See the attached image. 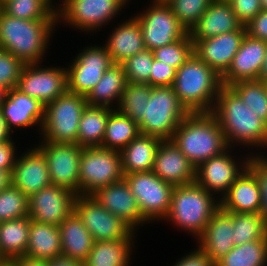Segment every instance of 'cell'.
<instances>
[{
    "instance_id": "48",
    "label": "cell",
    "mask_w": 267,
    "mask_h": 266,
    "mask_svg": "<svg viewBox=\"0 0 267 266\" xmlns=\"http://www.w3.org/2000/svg\"><path fill=\"white\" fill-rule=\"evenodd\" d=\"M228 3L244 26L262 10L260 0H229Z\"/></svg>"
},
{
    "instance_id": "55",
    "label": "cell",
    "mask_w": 267,
    "mask_h": 266,
    "mask_svg": "<svg viewBox=\"0 0 267 266\" xmlns=\"http://www.w3.org/2000/svg\"><path fill=\"white\" fill-rule=\"evenodd\" d=\"M11 184V173L6 170H0V190Z\"/></svg>"
},
{
    "instance_id": "18",
    "label": "cell",
    "mask_w": 267,
    "mask_h": 266,
    "mask_svg": "<svg viewBox=\"0 0 267 266\" xmlns=\"http://www.w3.org/2000/svg\"><path fill=\"white\" fill-rule=\"evenodd\" d=\"M245 35L246 28L243 25L239 30L198 40L193 44V53L222 76L228 70Z\"/></svg>"
},
{
    "instance_id": "25",
    "label": "cell",
    "mask_w": 267,
    "mask_h": 266,
    "mask_svg": "<svg viewBox=\"0 0 267 266\" xmlns=\"http://www.w3.org/2000/svg\"><path fill=\"white\" fill-rule=\"evenodd\" d=\"M242 26L228 2L213 1L189 34L194 44L198 40L239 30Z\"/></svg>"
},
{
    "instance_id": "33",
    "label": "cell",
    "mask_w": 267,
    "mask_h": 266,
    "mask_svg": "<svg viewBox=\"0 0 267 266\" xmlns=\"http://www.w3.org/2000/svg\"><path fill=\"white\" fill-rule=\"evenodd\" d=\"M31 218L0 222V252L5 260L26 254Z\"/></svg>"
},
{
    "instance_id": "40",
    "label": "cell",
    "mask_w": 267,
    "mask_h": 266,
    "mask_svg": "<svg viewBox=\"0 0 267 266\" xmlns=\"http://www.w3.org/2000/svg\"><path fill=\"white\" fill-rule=\"evenodd\" d=\"M244 104L267 123V90L265 81L249 80L231 84Z\"/></svg>"
},
{
    "instance_id": "57",
    "label": "cell",
    "mask_w": 267,
    "mask_h": 266,
    "mask_svg": "<svg viewBox=\"0 0 267 266\" xmlns=\"http://www.w3.org/2000/svg\"><path fill=\"white\" fill-rule=\"evenodd\" d=\"M9 90L8 87L0 84V109L8 97Z\"/></svg>"
},
{
    "instance_id": "61",
    "label": "cell",
    "mask_w": 267,
    "mask_h": 266,
    "mask_svg": "<svg viewBox=\"0 0 267 266\" xmlns=\"http://www.w3.org/2000/svg\"><path fill=\"white\" fill-rule=\"evenodd\" d=\"M213 1H224V2H228L229 0H213Z\"/></svg>"
},
{
    "instance_id": "6",
    "label": "cell",
    "mask_w": 267,
    "mask_h": 266,
    "mask_svg": "<svg viewBox=\"0 0 267 266\" xmlns=\"http://www.w3.org/2000/svg\"><path fill=\"white\" fill-rule=\"evenodd\" d=\"M86 106L85 96L68 90L44 106L43 141L76 144L79 122Z\"/></svg>"
},
{
    "instance_id": "29",
    "label": "cell",
    "mask_w": 267,
    "mask_h": 266,
    "mask_svg": "<svg viewBox=\"0 0 267 266\" xmlns=\"http://www.w3.org/2000/svg\"><path fill=\"white\" fill-rule=\"evenodd\" d=\"M58 227L61 233L62 256L84 262L94 240L81 219L73 212Z\"/></svg>"
},
{
    "instance_id": "53",
    "label": "cell",
    "mask_w": 267,
    "mask_h": 266,
    "mask_svg": "<svg viewBox=\"0 0 267 266\" xmlns=\"http://www.w3.org/2000/svg\"><path fill=\"white\" fill-rule=\"evenodd\" d=\"M16 266H48L47 260H39L26 255L13 259Z\"/></svg>"
},
{
    "instance_id": "7",
    "label": "cell",
    "mask_w": 267,
    "mask_h": 266,
    "mask_svg": "<svg viewBox=\"0 0 267 266\" xmlns=\"http://www.w3.org/2000/svg\"><path fill=\"white\" fill-rule=\"evenodd\" d=\"M188 113L172 86L152 87L150 100L144 108V118L138 124L140 134L171 140Z\"/></svg>"
},
{
    "instance_id": "54",
    "label": "cell",
    "mask_w": 267,
    "mask_h": 266,
    "mask_svg": "<svg viewBox=\"0 0 267 266\" xmlns=\"http://www.w3.org/2000/svg\"><path fill=\"white\" fill-rule=\"evenodd\" d=\"M11 133L8 131L5 119L2 116V113L0 111V142L8 140L12 138Z\"/></svg>"
},
{
    "instance_id": "4",
    "label": "cell",
    "mask_w": 267,
    "mask_h": 266,
    "mask_svg": "<svg viewBox=\"0 0 267 266\" xmlns=\"http://www.w3.org/2000/svg\"><path fill=\"white\" fill-rule=\"evenodd\" d=\"M222 86L221 76L193 53L176 70L172 85L189 113L212 112Z\"/></svg>"
},
{
    "instance_id": "38",
    "label": "cell",
    "mask_w": 267,
    "mask_h": 266,
    "mask_svg": "<svg viewBox=\"0 0 267 266\" xmlns=\"http://www.w3.org/2000/svg\"><path fill=\"white\" fill-rule=\"evenodd\" d=\"M233 239L234 246L257 241L267 236V222L258 213H234Z\"/></svg>"
},
{
    "instance_id": "12",
    "label": "cell",
    "mask_w": 267,
    "mask_h": 266,
    "mask_svg": "<svg viewBox=\"0 0 267 266\" xmlns=\"http://www.w3.org/2000/svg\"><path fill=\"white\" fill-rule=\"evenodd\" d=\"M138 15V16H137ZM134 16L140 26L145 47L149 50L183 39L188 31L163 0H154L152 6Z\"/></svg>"
},
{
    "instance_id": "21",
    "label": "cell",
    "mask_w": 267,
    "mask_h": 266,
    "mask_svg": "<svg viewBox=\"0 0 267 266\" xmlns=\"http://www.w3.org/2000/svg\"><path fill=\"white\" fill-rule=\"evenodd\" d=\"M15 160L11 184L28 197L51 185L46 157L38 147Z\"/></svg>"
},
{
    "instance_id": "1",
    "label": "cell",
    "mask_w": 267,
    "mask_h": 266,
    "mask_svg": "<svg viewBox=\"0 0 267 266\" xmlns=\"http://www.w3.org/2000/svg\"><path fill=\"white\" fill-rule=\"evenodd\" d=\"M212 113L230 149L233 143L267 148V123L254 114L230 86H221Z\"/></svg>"
},
{
    "instance_id": "9",
    "label": "cell",
    "mask_w": 267,
    "mask_h": 266,
    "mask_svg": "<svg viewBox=\"0 0 267 266\" xmlns=\"http://www.w3.org/2000/svg\"><path fill=\"white\" fill-rule=\"evenodd\" d=\"M124 179L147 222L165 219L171 206L173 185L160 179L153 171L124 175Z\"/></svg>"
},
{
    "instance_id": "42",
    "label": "cell",
    "mask_w": 267,
    "mask_h": 266,
    "mask_svg": "<svg viewBox=\"0 0 267 266\" xmlns=\"http://www.w3.org/2000/svg\"><path fill=\"white\" fill-rule=\"evenodd\" d=\"M165 2L189 33L213 0H165Z\"/></svg>"
},
{
    "instance_id": "16",
    "label": "cell",
    "mask_w": 267,
    "mask_h": 266,
    "mask_svg": "<svg viewBox=\"0 0 267 266\" xmlns=\"http://www.w3.org/2000/svg\"><path fill=\"white\" fill-rule=\"evenodd\" d=\"M77 195L61 186L50 185L28 197V214L32 220L59 226L74 212Z\"/></svg>"
},
{
    "instance_id": "8",
    "label": "cell",
    "mask_w": 267,
    "mask_h": 266,
    "mask_svg": "<svg viewBox=\"0 0 267 266\" xmlns=\"http://www.w3.org/2000/svg\"><path fill=\"white\" fill-rule=\"evenodd\" d=\"M123 178L120 151L100 146L82 148L79 195H91L97 189Z\"/></svg>"
},
{
    "instance_id": "11",
    "label": "cell",
    "mask_w": 267,
    "mask_h": 266,
    "mask_svg": "<svg viewBox=\"0 0 267 266\" xmlns=\"http://www.w3.org/2000/svg\"><path fill=\"white\" fill-rule=\"evenodd\" d=\"M74 212L94 241L133 239L134 230L121 218L107 211L91 195H77Z\"/></svg>"
},
{
    "instance_id": "43",
    "label": "cell",
    "mask_w": 267,
    "mask_h": 266,
    "mask_svg": "<svg viewBox=\"0 0 267 266\" xmlns=\"http://www.w3.org/2000/svg\"><path fill=\"white\" fill-rule=\"evenodd\" d=\"M152 52L154 54V59L165 62V64L177 70L193 54V42L188 33L183 39L156 48Z\"/></svg>"
},
{
    "instance_id": "31",
    "label": "cell",
    "mask_w": 267,
    "mask_h": 266,
    "mask_svg": "<svg viewBox=\"0 0 267 266\" xmlns=\"http://www.w3.org/2000/svg\"><path fill=\"white\" fill-rule=\"evenodd\" d=\"M126 84L123 65L112 64L86 97L87 104L112 109L113 100H116L117 105H119Z\"/></svg>"
},
{
    "instance_id": "13",
    "label": "cell",
    "mask_w": 267,
    "mask_h": 266,
    "mask_svg": "<svg viewBox=\"0 0 267 266\" xmlns=\"http://www.w3.org/2000/svg\"><path fill=\"white\" fill-rule=\"evenodd\" d=\"M112 64L105 46L87 47L66 68L68 91L87 97Z\"/></svg>"
},
{
    "instance_id": "47",
    "label": "cell",
    "mask_w": 267,
    "mask_h": 266,
    "mask_svg": "<svg viewBox=\"0 0 267 266\" xmlns=\"http://www.w3.org/2000/svg\"><path fill=\"white\" fill-rule=\"evenodd\" d=\"M176 69L165 62L153 60L149 85L152 87L172 86L175 79Z\"/></svg>"
},
{
    "instance_id": "14",
    "label": "cell",
    "mask_w": 267,
    "mask_h": 266,
    "mask_svg": "<svg viewBox=\"0 0 267 266\" xmlns=\"http://www.w3.org/2000/svg\"><path fill=\"white\" fill-rule=\"evenodd\" d=\"M37 147L46 157L51 184L79 195L80 157L83 147L45 141Z\"/></svg>"
},
{
    "instance_id": "36",
    "label": "cell",
    "mask_w": 267,
    "mask_h": 266,
    "mask_svg": "<svg viewBox=\"0 0 267 266\" xmlns=\"http://www.w3.org/2000/svg\"><path fill=\"white\" fill-rule=\"evenodd\" d=\"M267 265V236L263 239L234 246L218 260L215 266H265Z\"/></svg>"
},
{
    "instance_id": "41",
    "label": "cell",
    "mask_w": 267,
    "mask_h": 266,
    "mask_svg": "<svg viewBox=\"0 0 267 266\" xmlns=\"http://www.w3.org/2000/svg\"><path fill=\"white\" fill-rule=\"evenodd\" d=\"M28 196L10 184L0 190V222L29 216Z\"/></svg>"
},
{
    "instance_id": "59",
    "label": "cell",
    "mask_w": 267,
    "mask_h": 266,
    "mask_svg": "<svg viewBox=\"0 0 267 266\" xmlns=\"http://www.w3.org/2000/svg\"><path fill=\"white\" fill-rule=\"evenodd\" d=\"M261 1V6L263 10H267V0H260Z\"/></svg>"
},
{
    "instance_id": "19",
    "label": "cell",
    "mask_w": 267,
    "mask_h": 266,
    "mask_svg": "<svg viewBox=\"0 0 267 266\" xmlns=\"http://www.w3.org/2000/svg\"><path fill=\"white\" fill-rule=\"evenodd\" d=\"M266 51L267 42L246 34L228 70L221 76L222 85L230 86L240 81L259 80Z\"/></svg>"
},
{
    "instance_id": "24",
    "label": "cell",
    "mask_w": 267,
    "mask_h": 266,
    "mask_svg": "<svg viewBox=\"0 0 267 266\" xmlns=\"http://www.w3.org/2000/svg\"><path fill=\"white\" fill-rule=\"evenodd\" d=\"M0 111L10 133L13 127L26 129L36 124L41 127L44 119V105L38 99L23 94L16 88L9 90Z\"/></svg>"
},
{
    "instance_id": "22",
    "label": "cell",
    "mask_w": 267,
    "mask_h": 266,
    "mask_svg": "<svg viewBox=\"0 0 267 266\" xmlns=\"http://www.w3.org/2000/svg\"><path fill=\"white\" fill-rule=\"evenodd\" d=\"M195 170L172 140L161 141L152 170L156 176L173 186H181L195 182Z\"/></svg>"
},
{
    "instance_id": "37",
    "label": "cell",
    "mask_w": 267,
    "mask_h": 266,
    "mask_svg": "<svg viewBox=\"0 0 267 266\" xmlns=\"http://www.w3.org/2000/svg\"><path fill=\"white\" fill-rule=\"evenodd\" d=\"M52 0H8L0 1V9L7 15L25 19H57Z\"/></svg>"
},
{
    "instance_id": "44",
    "label": "cell",
    "mask_w": 267,
    "mask_h": 266,
    "mask_svg": "<svg viewBox=\"0 0 267 266\" xmlns=\"http://www.w3.org/2000/svg\"><path fill=\"white\" fill-rule=\"evenodd\" d=\"M153 60L152 50L144 49L122 63L127 82L149 85Z\"/></svg>"
},
{
    "instance_id": "35",
    "label": "cell",
    "mask_w": 267,
    "mask_h": 266,
    "mask_svg": "<svg viewBox=\"0 0 267 266\" xmlns=\"http://www.w3.org/2000/svg\"><path fill=\"white\" fill-rule=\"evenodd\" d=\"M140 134L138 123L113 109L107 120L104 139L100 147L121 151Z\"/></svg>"
},
{
    "instance_id": "50",
    "label": "cell",
    "mask_w": 267,
    "mask_h": 266,
    "mask_svg": "<svg viewBox=\"0 0 267 266\" xmlns=\"http://www.w3.org/2000/svg\"><path fill=\"white\" fill-rule=\"evenodd\" d=\"M12 139H8L0 142V170H6L12 173V169L15 164L16 151L15 145Z\"/></svg>"
},
{
    "instance_id": "60",
    "label": "cell",
    "mask_w": 267,
    "mask_h": 266,
    "mask_svg": "<svg viewBox=\"0 0 267 266\" xmlns=\"http://www.w3.org/2000/svg\"><path fill=\"white\" fill-rule=\"evenodd\" d=\"M4 261H5V259H4L3 255H2L1 252H0V263H1V262H4Z\"/></svg>"
},
{
    "instance_id": "58",
    "label": "cell",
    "mask_w": 267,
    "mask_h": 266,
    "mask_svg": "<svg viewBox=\"0 0 267 266\" xmlns=\"http://www.w3.org/2000/svg\"><path fill=\"white\" fill-rule=\"evenodd\" d=\"M0 266H16L13 260H5L0 263Z\"/></svg>"
},
{
    "instance_id": "52",
    "label": "cell",
    "mask_w": 267,
    "mask_h": 266,
    "mask_svg": "<svg viewBox=\"0 0 267 266\" xmlns=\"http://www.w3.org/2000/svg\"><path fill=\"white\" fill-rule=\"evenodd\" d=\"M48 266H84L83 262L68 258L65 256H59L50 260H47Z\"/></svg>"
},
{
    "instance_id": "15",
    "label": "cell",
    "mask_w": 267,
    "mask_h": 266,
    "mask_svg": "<svg viewBox=\"0 0 267 266\" xmlns=\"http://www.w3.org/2000/svg\"><path fill=\"white\" fill-rule=\"evenodd\" d=\"M16 89L44 106L68 90L67 69L39 67L38 63L26 64L21 72Z\"/></svg>"
},
{
    "instance_id": "17",
    "label": "cell",
    "mask_w": 267,
    "mask_h": 266,
    "mask_svg": "<svg viewBox=\"0 0 267 266\" xmlns=\"http://www.w3.org/2000/svg\"><path fill=\"white\" fill-rule=\"evenodd\" d=\"M228 147L222 153L213 156L209 160L200 163L195 170V182L202 186L206 191L220 194L223 197L229 190L230 186L245 171L250 159L241 163V167L229 155ZM217 192V193H216ZM223 192V193H222Z\"/></svg>"
},
{
    "instance_id": "27",
    "label": "cell",
    "mask_w": 267,
    "mask_h": 266,
    "mask_svg": "<svg viewBox=\"0 0 267 266\" xmlns=\"http://www.w3.org/2000/svg\"><path fill=\"white\" fill-rule=\"evenodd\" d=\"M106 45L113 64H122L131 56L146 49L141 26L135 17L118 25Z\"/></svg>"
},
{
    "instance_id": "26",
    "label": "cell",
    "mask_w": 267,
    "mask_h": 266,
    "mask_svg": "<svg viewBox=\"0 0 267 266\" xmlns=\"http://www.w3.org/2000/svg\"><path fill=\"white\" fill-rule=\"evenodd\" d=\"M219 200L220 207L227 212L259 214L261 193L255 175L246 168Z\"/></svg>"
},
{
    "instance_id": "56",
    "label": "cell",
    "mask_w": 267,
    "mask_h": 266,
    "mask_svg": "<svg viewBox=\"0 0 267 266\" xmlns=\"http://www.w3.org/2000/svg\"><path fill=\"white\" fill-rule=\"evenodd\" d=\"M259 80L267 81V51L260 70Z\"/></svg>"
},
{
    "instance_id": "39",
    "label": "cell",
    "mask_w": 267,
    "mask_h": 266,
    "mask_svg": "<svg viewBox=\"0 0 267 266\" xmlns=\"http://www.w3.org/2000/svg\"><path fill=\"white\" fill-rule=\"evenodd\" d=\"M151 91L152 86L148 84L127 82L117 110L139 124L144 118V108L150 100Z\"/></svg>"
},
{
    "instance_id": "2",
    "label": "cell",
    "mask_w": 267,
    "mask_h": 266,
    "mask_svg": "<svg viewBox=\"0 0 267 266\" xmlns=\"http://www.w3.org/2000/svg\"><path fill=\"white\" fill-rule=\"evenodd\" d=\"M171 140L195 168L228 148L222 128L212 112L188 113Z\"/></svg>"
},
{
    "instance_id": "46",
    "label": "cell",
    "mask_w": 267,
    "mask_h": 266,
    "mask_svg": "<svg viewBox=\"0 0 267 266\" xmlns=\"http://www.w3.org/2000/svg\"><path fill=\"white\" fill-rule=\"evenodd\" d=\"M247 168L255 175L261 193L260 215L267 222V156L251 155Z\"/></svg>"
},
{
    "instance_id": "5",
    "label": "cell",
    "mask_w": 267,
    "mask_h": 266,
    "mask_svg": "<svg viewBox=\"0 0 267 266\" xmlns=\"http://www.w3.org/2000/svg\"><path fill=\"white\" fill-rule=\"evenodd\" d=\"M212 193L206 191L196 182L174 186L171 206L165 221L199 237L206 225L220 208V200H215Z\"/></svg>"
},
{
    "instance_id": "28",
    "label": "cell",
    "mask_w": 267,
    "mask_h": 266,
    "mask_svg": "<svg viewBox=\"0 0 267 266\" xmlns=\"http://www.w3.org/2000/svg\"><path fill=\"white\" fill-rule=\"evenodd\" d=\"M161 141L158 137L144 134L134 138L120 151L123 174L152 171Z\"/></svg>"
},
{
    "instance_id": "23",
    "label": "cell",
    "mask_w": 267,
    "mask_h": 266,
    "mask_svg": "<svg viewBox=\"0 0 267 266\" xmlns=\"http://www.w3.org/2000/svg\"><path fill=\"white\" fill-rule=\"evenodd\" d=\"M197 239L214 263L228 254L234 248L232 212L220 207Z\"/></svg>"
},
{
    "instance_id": "30",
    "label": "cell",
    "mask_w": 267,
    "mask_h": 266,
    "mask_svg": "<svg viewBox=\"0 0 267 266\" xmlns=\"http://www.w3.org/2000/svg\"><path fill=\"white\" fill-rule=\"evenodd\" d=\"M25 255L39 260H50L62 256L59 227L31 219Z\"/></svg>"
},
{
    "instance_id": "45",
    "label": "cell",
    "mask_w": 267,
    "mask_h": 266,
    "mask_svg": "<svg viewBox=\"0 0 267 266\" xmlns=\"http://www.w3.org/2000/svg\"><path fill=\"white\" fill-rule=\"evenodd\" d=\"M25 65L22 60L0 49V84L9 89L16 88Z\"/></svg>"
},
{
    "instance_id": "3",
    "label": "cell",
    "mask_w": 267,
    "mask_h": 266,
    "mask_svg": "<svg viewBox=\"0 0 267 266\" xmlns=\"http://www.w3.org/2000/svg\"><path fill=\"white\" fill-rule=\"evenodd\" d=\"M57 19L25 20L14 18L0 9V49L25 64H40Z\"/></svg>"
},
{
    "instance_id": "20",
    "label": "cell",
    "mask_w": 267,
    "mask_h": 266,
    "mask_svg": "<svg viewBox=\"0 0 267 266\" xmlns=\"http://www.w3.org/2000/svg\"><path fill=\"white\" fill-rule=\"evenodd\" d=\"M91 196L107 211L121 218L134 231L137 229L136 226L147 223L142 217L137 199L131 193L124 178L97 189Z\"/></svg>"
},
{
    "instance_id": "32",
    "label": "cell",
    "mask_w": 267,
    "mask_h": 266,
    "mask_svg": "<svg viewBox=\"0 0 267 266\" xmlns=\"http://www.w3.org/2000/svg\"><path fill=\"white\" fill-rule=\"evenodd\" d=\"M133 239L94 241L84 266H130ZM129 261V262H128Z\"/></svg>"
},
{
    "instance_id": "51",
    "label": "cell",
    "mask_w": 267,
    "mask_h": 266,
    "mask_svg": "<svg viewBox=\"0 0 267 266\" xmlns=\"http://www.w3.org/2000/svg\"><path fill=\"white\" fill-rule=\"evenodd\" d=\"M174 266H215V263L198 246L194 252L182 257Z\"/></svg>"
},
{
    "instance_id": "34",
    "label": "cell",
    "mask_w": 267,
    "mask_h": 266,
    "mask_svg": "<svg viewBox=\"0 0 267 266\" xmlns=\"http://www.w3.org/2000/svg\"><path fill=\"white\" fill-rule=\"evenodd\" d=\"M112 110L108 107L87 104L79 122L76 144L81 147L101 146L107 120Z\"/></svg>"
},
{
    "instance_id": "10",
    "label": "cell",
    "mask_w": 267,
    "mask_h": 266,
    "mask_svg": "<svg viewBox=\"0 0 267 266\" xmlns=\"http://www.w3.org/2000/svg\"><path fill=\"white\" fill-rule=\"evenodd\" d=\"M62 2L63 4L58 5L60 9L56 7L57 21L62 20L76 29L87 32H96L104 24H108L126 5L124 0H64Z\"/></svg>"
},
{
    "instance_id": "49",
    "label": "cell",
    "mask_w": 267,
    "mask_h": 266,
    "mask_svg": "<svg viewBox=\"0 0 267 266\" xmlns=\"http://www.w3.org/2000/svg\"><path fill=\"white\" fill-rule=\"evenodd\" d=\"M245 28L248 36L267 42V10L262 9Z\"/></svg>"
}]
</instances>
